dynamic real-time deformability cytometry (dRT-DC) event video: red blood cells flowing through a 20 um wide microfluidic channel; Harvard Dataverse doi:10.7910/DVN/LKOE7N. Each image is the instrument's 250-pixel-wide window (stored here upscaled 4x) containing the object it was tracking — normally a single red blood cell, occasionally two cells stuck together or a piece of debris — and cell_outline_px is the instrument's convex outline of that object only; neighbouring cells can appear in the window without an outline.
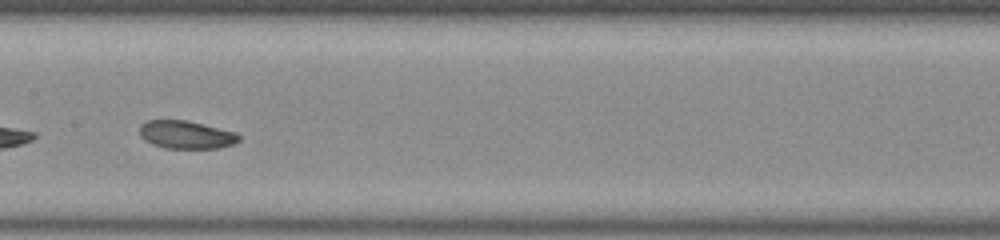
{"species": "common noctule bat (a hibernating species)", "species_latin": "Nyctalus noctula", "temperature_condition": "room temperature", "stored_images_in_passage": 24, "camera_frame_rate_fps": 3000, "um_per_image_px": 0.085, "animal": {"sex": "male", "body_mass_g": 20.0, "forearm_length_mm": 53.3}, "frame": {"image": 1, "passage_image": 21, "time_ms": 6.667, "image_size_px": [1000, 240], "cell_outline_px": [[240, 140], [232, 144], [216, 148], [164, 148], [152, 144], [144, 140], [140, 136], [140, 124], [148, 120], [188, 120], [236, 132], [240, 136]], "centroid_in_image_um": [15.8, 11.44], "position_along_channel_um": 191.6, "area_um2": 16.24}}